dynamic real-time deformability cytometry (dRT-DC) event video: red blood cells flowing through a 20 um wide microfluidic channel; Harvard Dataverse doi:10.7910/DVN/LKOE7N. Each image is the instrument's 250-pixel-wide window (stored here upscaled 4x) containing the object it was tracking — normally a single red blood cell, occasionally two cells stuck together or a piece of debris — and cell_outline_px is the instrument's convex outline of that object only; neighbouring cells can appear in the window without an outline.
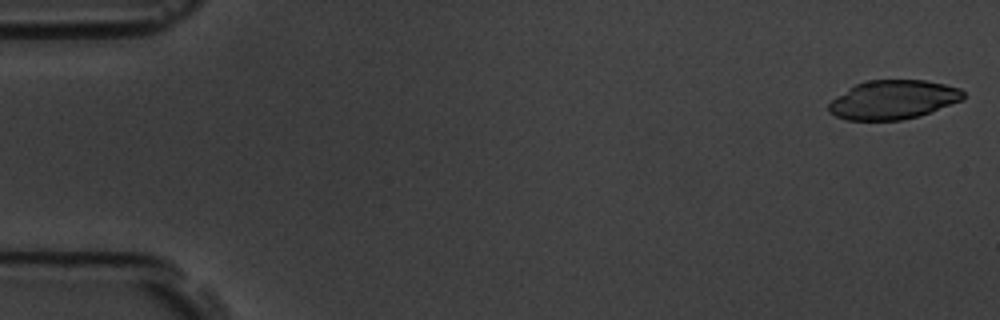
{"species": "common noctule bat (a hibernating species)", "species_latin": "Nyctalus noctula", "temperature_condition": "room temperature", "stored_images_in_passage": 56, "camera_frame_rate_fps": 3000, "um_per_image_px": 0.085, "animal": {"sex": "male", "body_mass_g": 19.5, "forearm_length_mm": 54.6}, "frame": {"image": 1, "passage_image": 1, "time_ms": 0.0, "image_size_px": [1000, 320], "cell_outline_px": [[964, 100], [920, 116], [900, 120], [848, 120], [836, 116], [828, 112], [828, 104], [836, 96], [856, 84], [868, 80], [924, 80], [944, 84], [960, 88], [964, 92]], "centroid_in_image_um": [75.93, 8.48], "position_along_channel_um": 9.1, "area_um2": 30.63}}